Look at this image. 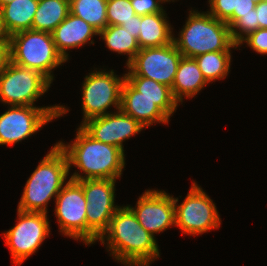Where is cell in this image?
I'll return each instance as SVG.
<instances>
[{
    "label": "cell",
    "mask_w": 267,
    "mask_h": 266,
    "mask_svg": "<svg viewBox=\"0 0 267 266\" xmlns=\"http://www.w3.org/2000/svg\"><path fill=\"white\" fill-rule=\"evenodd\" d=\"M81 127L95 140L116 146L123 151V142L145 128L121 110L89 119Z\"/></svg>",
    "instance_id": "obj_15"
},
{
    "label": "cell",
    "mask_w": 267,
    "mask_h": 266,
    "mask_svg": "<svg viewBox=\"0 0 267 266\" xmlns=\"http://www.w3.org/2000/svg\"><path fill=\"white\" fill-rule=\"evenodd\" d=\"M51 82L37 70L10 63L0 74V102L8 106H35Z\"/></svg>",
    "instance_id": "obj_10"
},
{
    "label": "cell",
    "mask_w": 267,
    "mask_h": 266,
    "mask_svg": "<svg viewBox=\"0 0 267 266\" xmlns=\"http://www.w3.org/2000/svg\"><path fill=\"white\" fill-rule=\"evenodd\" d=\"M133 9L138 16L166 12L163 9L162 0H130Z\"/></svg>",
    "instance_id": "obj_30"
},
{
    "label": "cell",
    "mask_w": 267,
    "mask_h": 266,
    "mask_svg": "<svg viewBox=\"0 0 267 266\" xmlns=\"http://www.w3.org/2000/svg\"><path fill=\"white\" fill-rule=\"evenodd\" d=\"M255 8L258 28H267V2L261 1Z\"/></svg>",
    "instance_id": "obj_33"
},
{
    "label": "cell",
    "mask_w": 267,
    "mask_h": 266,
    "mask_svg": "<svg viewBox=\"0 0 267 266\" xmlns=\"http://www.w3.org/2000/svg\"><path fill=\"white\" fill-rule=\"evenodd\" d=\"M18 221L14 227L3 233L9 246L12 263L20 266L36 253L46 237L50 235L48 215L41 212H26L17 209Z\"/></svg>",
    "instance_id": "obj_11"
},
{
    "label": "cell",
    "mask_w": 267,
    "mask_h": 266,
    "mask_svg": "<svg viewBox=\"0 0 267 266\" xmlns=\"http://www.w3.org/2000/svg\"><path fill=\"white\" fill-rule=\"evenodd\" d=\"M77 182L83 187L87 201V245H91L108 229L110 220L121 207L115 205L116 180L86 179Z\"/></svg>",
    "instance_id": "obj_8"
},
{
    "label": "cell",
    "mask_w": 267,
    "mask_h": 266,
    "mask_svg": "<svg viewBox=\"0 0 267 266\" xmlns=\"http://www.w3.org/2000/svg\"><path fill=\"white\" fill-rule=\"evenodd\" d=\"M11 61L10 38H0V74Z\"/></svg>",
    "instance_id": "obj_32"
},
{
    "label": "cell",
    "mask_w": 267,
    "mask_h": 266,
    "mask_svg": "<svg viewBox=\"0 0 267 266\" xmlns=\"http://www.w3.org/2000/svg\"><path fill=\"white\" fill-rule=\"evenodd\" d=\"M207 84L195 59L182 57L171 88L174 98L182 104L185 97H195Z\"/></svg>",
    "instance_id": "obj_18"
},
{
    "label": "cell",
    "mask_w": 267,
    "mask_h": 266,
    "mask_svg": "<svg viewBox=\"0 0 267 266\" xmlns=\"http://www.w3.org/2000/svg\"><path fill=\"white\" fill-rule=\"evenodd\" d=\"M136 215L140 225L155 234L175 226V203L173 195L164 190H146L138 199L136 207L127 205Z\"/></svg>",
    "instance_id": "obj_14"
},
{
    "label": "cell",
    "mask_w": 267,
    "mask_h": 266,
    "mask_svg": "<svg viewBox=\"0 0 267 266\" xmlns=\"http://www.w3.org/2000/svg\"><path fill=\"white\" fill-rule=\"evenodd\" d=\"M72 143L57 142L65 152L69 165L82 173L74 172L69 179L74 181L86 179H113L121 177L125 167L124 151L116 146L105 144L91 137L81 126L77 129Z\"/></svg>",
    "instance_id": "obj_2"
},
{
    "label": "cell",
    "mask_w": 267,
    "mask_h": 266,
    "mask_svg": "<svg viewBox=\"0 0 267 266\" xmlns=\"http://www.w3.org/2000/svg\"><path fill=\"white\" fill-rule=\"evenodd\" d=\"M98 241L107 244L110 256L125 266H150L160 257L156 238L140 225L128 206L116 211Z\"/></svg>",
    "instance_id": "obj_1"
},
{
    "label": "cell",
    "mask_w": 267,
    "mask_h": 266,
    "mask_svg": "<svg viewBox=\"0 0 267 266\" xmlns=\"http://www.w3.org/2000/svg\"><path fill=\"white\" fill-rule=\"evenodd\" d=\"M108 25H122L136 15L130 0H107Z\"/></svg>",
    "instance_id": "obj_26"
},
{
    "label": "cell",
    "mask_w": 267,
    "mask_h": 266,
    "mask_svg": "<svg viewBox=\"0 0 267 266\" xmlns=\"http://www.w3.org/2000/svg\"><path fill=\"white\" fill-rule=\"evenodd\" d=\"M166 18V12L140 16V33L137 39L140 49L162 47L173 42V28Z\"/></svg>",
    "instance_id": "obj_19"
},
{
    "label": "cell",
    "mask_w": 267,
    "mask_h": 266,
    "mask_svg": "<svg viewBox=\"0 0 267 266\" xmlns=\"http://www.w3.org/2000/svg\"><path fill=\"white\" fill-rule=\"evenodd\" d=\"M173 42L183 57L195 58L198 55L215 51H231L239 47L230 36V27L208 12L191 10Z\"/></svg>",
    "instance_id": "obj_4"
},
{
    "label": "cell",
    "mask_w": 267,
    "mask_h": 266,
    "mask_svg": "<svg viewBox=\"0 0 267 266\" xmlns=\"http://www.w3.org/2000/svg\"><path fill=\"white\" fill-rule=\"evenodd\" d=\"M210 15L218 20L226 22L236 9L237 0H209Z\"/></svg>",
    "instance_id": "obj_28"
},
{
    "label": "cell",
    "mask_w": 267,
    "mask_h": 266,
    "mask_svg": "<svg viewBox=\"0 0 267 266\" xmlns=\"http://www.w3.org/2000/svg\"><path fill=\"white\" fill-rule=\"evenodd\" d=\"M125 30L129 31L136 39H138L140 33V16L134 15L132 19L127 22H123L121 25Z\"/></svg>",
    "instance_id": "obj_34"
},
{
    "label": "cell",
    "mask_w": 267,
    "mask_h": 266,
    "mask_svg": "<svg viewBox=\"0 0 267 266\" xmlns=\"http://www.w3.org/2000/svg\"><path fill=\"white\" fill-rule=\"evenodd\" d=\"M98 36L105 41L106 47L110 51L128 55L126 67L140 50L137 39L121 25H108L99 32Z\"/></svg>",
    "instance_id": "obj_23"
},
{
    "label": "cell",
    "mask_w": 267,
    "mask_h": 266,
    "mask_svg": "<svg viewBox=\"0 0 267 266\" xmlns=\"http://www.w3.org/2000/svg\"><path fill=\"white\" fill-rule=\"evenodd\" d=\"M86 206L83 187L77 181L68 179L55 199L54 215L64 236L87 245Z\"/></svg>",
    "instance_id": "obj_13"
},
{
    "label": "cell",
    "mask_w": 267,
    "mask_h": 266,
    "mask_svg": "<svg viewBox=\"0 0 267 266\" xmlns=\"http://www.w3.org/2000/svg\"><path fill=\"white\" fill-rule=\"evenodd\" d=\"M175 203V226L187 235H199L219 228L221 218L212 199L193 182L191 189L183 202L179 205L178 198L173 197ZM178 204V205H177Z\"/></svg>",
    "instance_id": "obj_9"
},
{
    "label": "cell",
    "mask_w": 267,
    "mask_h": 266,
    "mask_svg": "<svg viewBox=\"0 0 267 266\" xmlns=\"http://www.w3.org/2000/svg\"><path fill=\"white\" fill-rule=\"evenodd\" d=\"M38 0H14L0 7L2 26L8 37L32 29Z\"/></svg>",
    "instance_id": "obj_20"
},
{
    "label": "cell",
    "mask_w": 267,
    "mask_h": 266,
    "mask_svg": "<svg viewBox=\"0 0 267 266\" xmlns=\"http://www.w3.org/2000/svg\"><path fill=\"white\" fill-rule=\"evenodd\" d=\"M70 13V0H38L32 30L52 32Z\"/></svg>",
    "instance_id": "obj_22"
},
{
    "label": "cell",
    "mask_w": 267,
    "mask_h": 266,
    "mask_svg": "<svg viewBox=\"0 0 267 266\" xmlns=\"http://www.w3.org/2000/svg\"><path fill=\"white\" fill-rule=\"evenodd\" d=\"M125 80L136 91L142 93V96L154 100L169 118L177 110L179 102L174 98L170 87L141 76H125Z\"/></svg>",
    "instance_id": "obj_21"
},
{
    "label": "cell",
    "mask_w": 267,
    "mask_h": 266,
    "mask_svg": "<svg viewBox=\"0 0 267 266\" xmlns=\"http://www.w3.org/2000/svg\"><path fill=\"white\" fill-rule=\"evenodd\" d=\"M182 54L174 42L162 46L140 49L126 67L125 76H141L172 88Z\"/></svg>",
    "instance_id": "obj_12"
},
{
    "label": "cell",
    "mask_w": 267,
    "mask_h": 266,
    "mask_svg": "<svg viewBox=\"0 0 267 266\" xmlns=\"http://www.w3.org/2000/svg\"><path fill=\"white\" fill-rule=\"evenodd\" d=\"M0 38H9L3 29L1 15H0Z\"/></svg>",
    "instance_id": "obj_35"
},
{
    "label": "cell",
    "mask_w": 267,
    "mask_h": 266,
    "mask_svg": "<svg viewBox=\"0 0 267 266\" xmlns=\"http://www.w3.org/2000/svg\"><path fill=\"white\" fill-rule=\"evenodd\" d=\"M9 38L11 62L37 70L52 83V70L66 62L57 51L52 34L30 29L17 32Z\"/></svg>",
    "instance_id": "obj_5"
},
{
    "label": "cell",
    "mask_w": 267,
    "mask_h": 266,
    "mask_svg": "<svg viewBox=\"0 0 267 266\" xmlns=\"http://www.w3.org/2000/svg\"><path fill=\"white\" fill-rule=\"evenodd\" d=\"M120 110L145 128L156 123L167 124L170 119L154 100L142 96V93L136 91L126 80L122 86Z\"/></svg>",
    "instance_id": "obj_17"
},
{
    "label": "cell",
    "mask_w": 267,
    "mask_h": 266,
    "mask_svg": "<svg viewBox=\"0 0 267 266\" xmlns=\"http://www.w3.org/2000/svg\"><path fill=\"white\" fill-rule=\"evenodd\" d=\"M69 112L62 105L9 106L0 115V145H14L39 131L44 125Z\"/></svg>",
    "instance_id": "obj_6"
},
{
    "label": "cell",
    "mask_w": 267,
    "mask_h": 266,
    "mask_svg": "<svg viewBox=\"0 0 267 266\" xmlns=\"http://www.w3.org/2000/svg\"><path fill=\"white\" fill-rule=\"evenodd\" d=\"M51 34L57 51L67 62L68 50L82 47L87 43L94 44L92 37L98 36L99 32L82 18L69 13Z\"/></svg>",
    "instance_id": "obj_16"
},
{
    "label": "cell",
    "mask_w": 267,
    "mask_h": 266,
    "mask_svg": "<svg viewBox=\"0 0 267 266\" xmlns=\"http://www.w3.org/2000/svg\"><path fill=\"white\" fill-rule=\"evenodd\" d=\"M231 57L230 51H215L198 55L194 59L206 81L211 83L228 76Z\"/></svg>",
    "instance_id": "obj_24"
},
{
    "label": "cell",
    "mask_w": 267,
    "mask_h": 266,
    "mask_svg": "<svg viewBox=\"0 0 267 266\" xmlns=\"http://www.w3.org/2000/svg\"><path fill=\"white\" fill-rule=\"evenodd\" d=\"M258 29V21L256 17V8L251 13L242 15L231 27L230 36L237 45L250 33Z\"/></svg>",
    "instance_id": "obj_27"
},
{
    "label": "cell",
    "mask_w": 267,
    "mask_h": 266,
    "mask_svg": "<svg viewBox=\"0 0 267 266\" xmlns=\"http://www.w3.org/2000/svg\"><path fill=\"white\" fill-rule=\"evenodd\" d=\"M69 174L67 156L56 143L28 178L17 209L48 214V202L56 199Z\"/></svg>",
    "instance_id": "obj_3"
},
{
    "label": "cell",
    "mask_w": 267,
    "mask_h": 266,
    "mask_svg": "<svg viewBox=\"0 0 267 266\" xmlns=\"http://www.w3.org/2000/svg\"><path fill=\"white\" fill-rule=\"evenodd\" d=\"M107 0H70V13L82 18L98 32L108 26Z\"/></svg>",
    "instance_id": "obj_25"
},
{
    "label": "cell",
    "mask_w": 267,
    "mask_h": 266,
    "mask_svg": "<svg viewBox=\"0 0 267 266\" xmlns=\"http://www.w3.org/2000/svg\"><path fill=\"white\" fill-rule=\"evenodd\" d=\"M12 1H14V0H0V7L5 5V4L11 3Z\"/></svg>",
    "instance_id": "obj_36"
},
{
    "label": "cell",
    "mask_w": 267,
    "mask_h": 266,
    "mask_svg": "<svg viewBox=\"0 0 267 266\" xmlns=\"http://www.w3.org/2000/svg\"><path fill=\"white\" fill-rule=\"evenodd\" d=\"M162 1H163V3H165V2H171V1L174 2V0H162Z\"/></svg>",
    "instance_id": "obj_38"
},
{
    "label": "cell",
    "mask_w": 267,
    "mask_h": 266,
    "mask_svg": "<svg viewBox=\"0 0 267 266\" xmlns=\"http://www.w3.org/2000/svg\"><path fill=\"white\" fill-rule=\"evenodd\" d=\"M96 69L86 75L82 83L83 121L80 126L89 119L108 114L109 107L114 106L116 111L120 110L125 74L119 77L114 70Z\"/></svg>",
    "instance_id": "obj_7"
},
{
    "label": "cell",
    "mask_w": 267,
    "mask_h": 266,
    "mask_svg": "<svg viewBox=\"0 0 267 266\" xmlns=\"http://www.w3.org/2000/svg\"><path fill=\"white\" fill-rule=\"evenodd\" d=\"M243 43H246L256 53L267 55V28H258L246 36L238 46L240 47Z\"/></svg>",
    "instance_id": "obj_29"
},
{
    "label": "cell",
    "mask_w": 267,
    "mask_h": 266,
    "mask_svg": "<svg viewBox=\"0 0 267 266\" xmlns=\"http://www.w3.org/2000/svg\"><path fill=\"white\" fill-rule=\"evenodd\" d=\"M256 5L260 3L262 0H252Z\"/></svg>",
    "instance_id": "obj_37"
},
{
    "label": "cell",
    "mask_w": 267,
    "mask_h": 266,
    "mask_svg": "<svg viewBox=\"0 0 267 266\" xmlns=\"http://www.w3.org/2000/svg\"><path fill=\"white\" fill-rule=\"evenodd\" d=\"M256 4L252 0H237L236 9H234L233 15L226 21L229 27H231L242 15L251 13V10L255 9Z\"/></svg>",
    "instance_id": "obj_31"
}]
</instances>
